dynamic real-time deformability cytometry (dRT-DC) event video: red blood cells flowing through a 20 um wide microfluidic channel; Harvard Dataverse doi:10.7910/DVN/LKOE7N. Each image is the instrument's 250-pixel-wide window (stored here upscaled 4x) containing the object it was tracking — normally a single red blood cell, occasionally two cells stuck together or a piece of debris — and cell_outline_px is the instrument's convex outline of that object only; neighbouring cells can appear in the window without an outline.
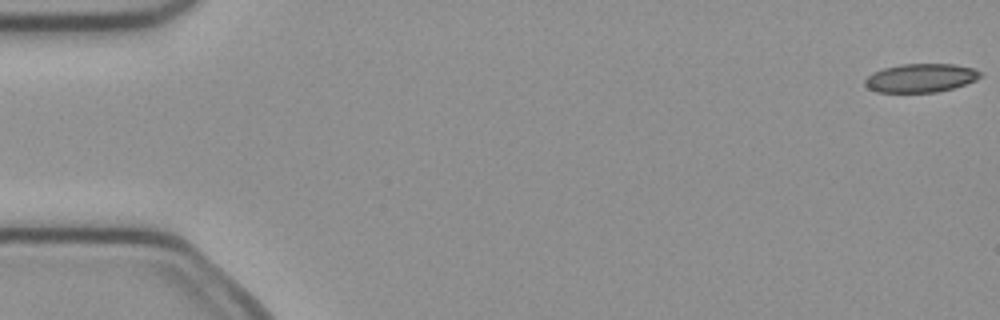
{"species": "common noctule bat (a hibernating species)", "species_latin": "Nyctalus noctula", "temperature_condition": "cold", "stored_images_in_passage": 51, "camera_frame_rate_fps": 3000, "um_per_image_px": 0.085, "animal": {"sex": "female", "body_mass_g": 21.9}, "frame": {"image": 1, "passage_image": 1, "time_ms": 0.0, "image_size_px": [1000, 320], "cell_outline_px": [[980, 76], [976, 80], [952, 88], [936, 92], [876, 92], [868, 88], [864, 84], [864, 80], [872, 72], [884, 68], [904, 64], [956, 64], [972, 68], [980, 72]], "centroid_in_image_um": [78.22, 6.63], "position_along_channel_um": 6.8, "area_um2": 19.07}}
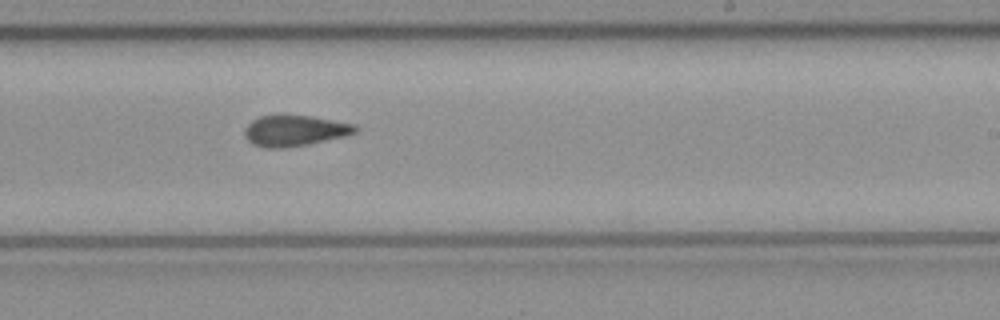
{"frame": {"image": 2, "passage_image": 31, "time_ms": 10.0, "image_size_px": [1000, 320], "cell_outline_px": [[356, 132], [344, 136], [308, 144], [284, 148], [264, 148], [252, 144], [244, 136], [244, 128], [252, 120], [260, 116], [280, 112], [284, 112], [312, 116], [356, 124]], "centroid_in_image_um": [24.98, 11.06], "position_along_channel_um": 264.0, "area_um2": 20.58}}
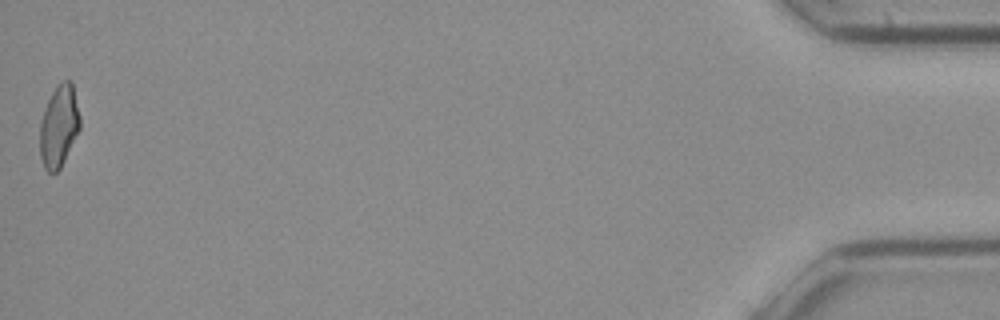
{"frame": {"image": 3, "passage_image": 51, "time_ms": 16.667, "image_size_px": [1000, 320], "cell_outline_px": [[80, 128], [60, 168], [56, 172], [48, 172], [44, 168], [40, 156], [40, 124], [44, 108], [56, 84], [60, 80], [72, 80], [80, 116]], "centroid_in_image_um": [5.01, 10.68], "position_along_channel_um": 430.2, "area_um2": 19.19}, "authors_computed_cell_mechanics": {"area_um2": 19.8832, "velocity_mm_per_s": 4.0387, "shape_relaxation_time_tau1_ms": null, "shape_relaxation_time_tau2_ms": 5.3644, "deformation_change_tau1": null, "deformation_change_tau2": 0.129}}